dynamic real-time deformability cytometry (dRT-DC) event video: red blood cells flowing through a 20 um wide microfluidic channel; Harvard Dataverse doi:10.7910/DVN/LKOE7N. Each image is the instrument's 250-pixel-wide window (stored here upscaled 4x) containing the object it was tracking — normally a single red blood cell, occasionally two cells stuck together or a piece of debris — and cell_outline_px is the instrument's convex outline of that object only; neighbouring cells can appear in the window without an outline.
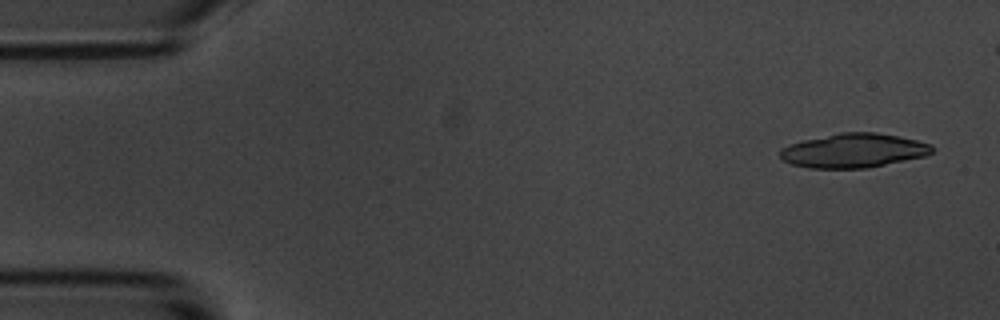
{"species": "common noctule bat (a hibernating species)", "species_latin": "Nyctalus noctula", "temperature_condition": "room temperature", "stored_images_in_passage": 5, "camera_frame_rate_fps": 3000, "um_per_image_px": 0.085, "animal": {"sex": "male", "body_mass_g": 20.1, "forearm_length_mm": 53.5}, "frame": {"image": 1, "passage_image": 1, "time_ms": 0.0, "image_size_px": [1000, 320], "cell_outline_px": [[936, 148], [932, 152], [924, 156], [868, 168], [808, 168], [792, 164], [784, 160], [780, 156], [780, 148], [788, 144], [804, 140], [840, 132], [876, 132], [916, 140], [932, 144]], "centroid_in_image_um": [72.55, 12.8], "position_along_channel_um": 12.4, "area_um2": 30.23}}